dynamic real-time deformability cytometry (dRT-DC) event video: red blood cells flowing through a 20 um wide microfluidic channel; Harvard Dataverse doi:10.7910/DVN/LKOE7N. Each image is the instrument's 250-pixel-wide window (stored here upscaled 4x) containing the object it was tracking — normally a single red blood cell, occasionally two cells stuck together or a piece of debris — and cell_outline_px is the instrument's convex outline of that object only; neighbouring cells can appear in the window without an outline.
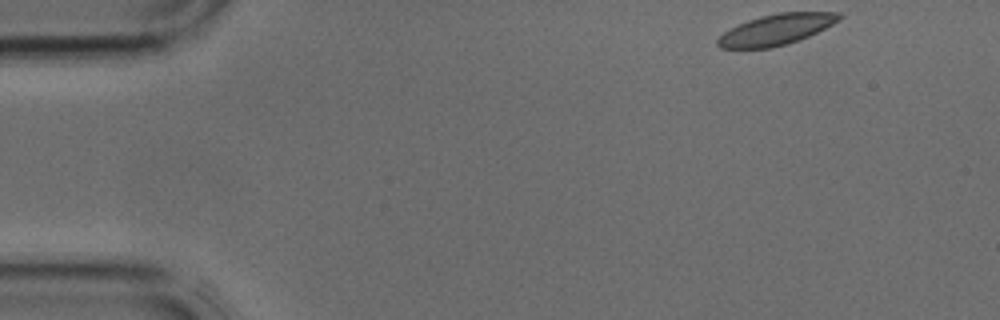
{"species": "common noctule bat (a hibernating species)", "species_latin": "Nyctalus noctula", "temperature_condition": "cold", "stored_images_in_passage": 2, "camera_frame_rate_fps": 3000, "um_per_image_px": 0.085, "animal": {"sex": "male", "body_mass_g": 17.9, "forearm_length_mm": 54.2}, "frame": {"image": 1, "passage_image": 1, "time_ms": 0.0, "image_size_px": [1000, 320], "cell_outline_px": [[844, 16], [840, 20], [800, 40], [788, 44], [772, 48], [720, 48], [716, 44], [716, 40], [724, 32], [748, 20], [760, 16], [780, 12], [840, 12]], "centroid_in_image_um": [66.0, 2.51], "position_along_channel_um": 19.0, "area_um2": 21.73}}